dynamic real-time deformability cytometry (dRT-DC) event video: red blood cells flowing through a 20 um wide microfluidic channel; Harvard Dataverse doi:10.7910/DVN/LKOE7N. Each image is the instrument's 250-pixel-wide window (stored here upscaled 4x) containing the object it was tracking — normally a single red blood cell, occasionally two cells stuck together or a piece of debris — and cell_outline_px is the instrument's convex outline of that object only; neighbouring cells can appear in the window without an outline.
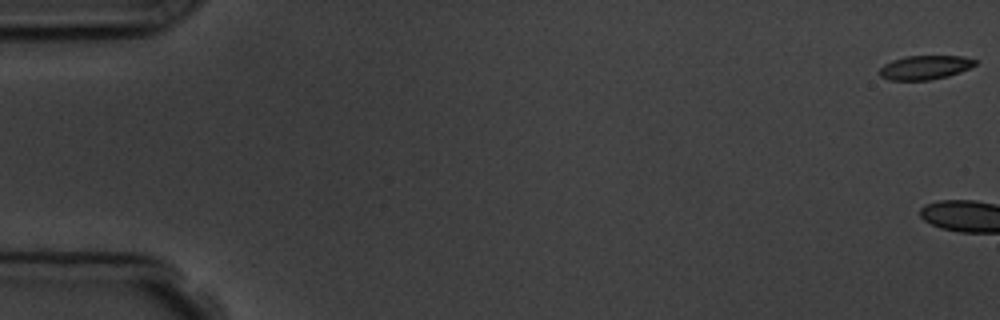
{"species": "common noctule bat (a hibernating species)", "species_latin": "Nyctalus noctula", "temperature_condition": "room temperature", "stored_images_in_passage": 7, "camera_frame_rate_fps": 3000, "um_per_image_px": 0.085, "animal": {"sex": "male", "body_mass_g": 19.5, "forearm_length_mm": 54.6}, "frame": {"image": 1, "passage_image": 1, "time_ms": 0.0, "image_size_px": [1000, 320], "cell_outline_px": [[976, 64], [960, 72], [948, 76], [928, 80], [888, 80], [880, 76], [880, 68], [884, 64], [892, 60], [904, 56], [964, 56], [976, 60]], "centroid_in_image_um": [78.6, 5.73], "position_along_channel_um": 6.4, "area_um2": 13.35}}